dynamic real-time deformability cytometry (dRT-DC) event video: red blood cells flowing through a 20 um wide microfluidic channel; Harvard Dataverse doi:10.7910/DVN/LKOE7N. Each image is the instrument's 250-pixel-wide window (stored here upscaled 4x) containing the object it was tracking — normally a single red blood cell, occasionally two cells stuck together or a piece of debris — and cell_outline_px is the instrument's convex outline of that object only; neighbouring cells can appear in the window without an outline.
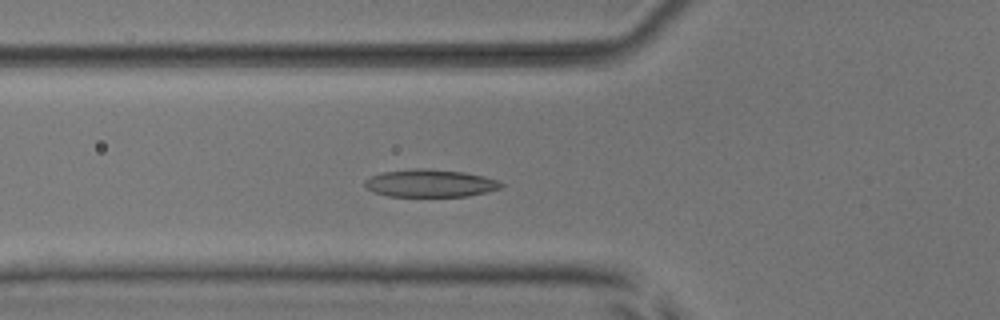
{"species": "common noctule bat (a hibernating species)", "species_latin": "Nyctalus noctula", "temperature_condition": "room temperature", "stored_images_in_passage": 43, "camera_frame_rate_fps": 3000, "um_per_image_px": 0.085, "animal": {"sex": "male", "body_mass_g": 17.9, "forearm_length_mm": 54.2}, "frame": {"image": 1, "passage_image": 20, "time_ms": 6.333, "image_size_px": [1000, 320], "cell_outline_px": [[504, 184], [500, 188], [468, 196], [388, 196], [376, 192], [368, 188], [364, 184], [364, 180], [372, 176], [384, 172], [416, 168], [428, 168], [464, 172], [484, 176], [496, 180]], "centroid_in_image_um": [36.57, 15.57], "position_along_channel_um": 89.2, "area_um2": 21.68}}
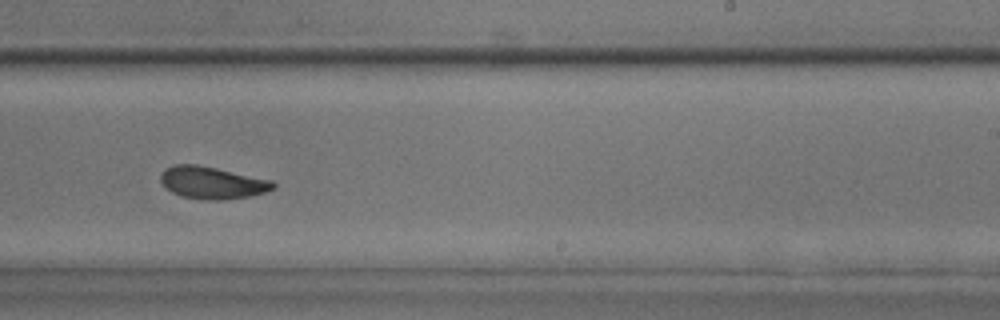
{"frame": {"image": 2, "passage_image": 34, "time_ms": 11.0, "image_size_px": [1000, 320], "cell_outline_px": [[276, 188], [252, 196], [224, 200], [208, 200], [180, 196], [172, 192], [160, 180], [160, 176], [164, 168], [172, 164], [196, 164], [216, 168], [272, 180], [276, 184]], "centroid_in_image_um": [18.04, 15.53], "position_along_channel_um": 271.0, "area_um2": 21.21}}
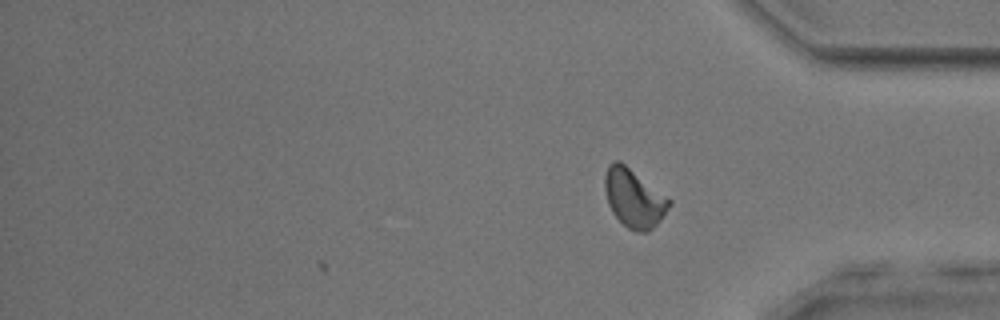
{"frame": {"image": 3, "passage_image": 43, "time_ms": 14.0, "image_size_px": [1000, 320], "cell_outline_px": [[672, 204], [660, 220], [648, 232], [636, 232], [628, 228], [612, 212], [608, 204], [604, 188], [604, 176], [608, 164], [612, 160], [620, 160], [672, 200]], "centroid_in_image_um": [53.87, 16.82], "position_along_channel_um": 381.3, "area_um2": 22.02}, "authors_computed_cell_mechanics": {"area_um2": 21.7906, "velocity_mm_per_s": 3.9041, "shape_relaxation_time_tau1_ms": 4.1464, "shape_relaxation_time_tau2_ms": 2.0358, "deformation_change_tau1": 0.1259, "deformation_change_tau2": 0.0803}}